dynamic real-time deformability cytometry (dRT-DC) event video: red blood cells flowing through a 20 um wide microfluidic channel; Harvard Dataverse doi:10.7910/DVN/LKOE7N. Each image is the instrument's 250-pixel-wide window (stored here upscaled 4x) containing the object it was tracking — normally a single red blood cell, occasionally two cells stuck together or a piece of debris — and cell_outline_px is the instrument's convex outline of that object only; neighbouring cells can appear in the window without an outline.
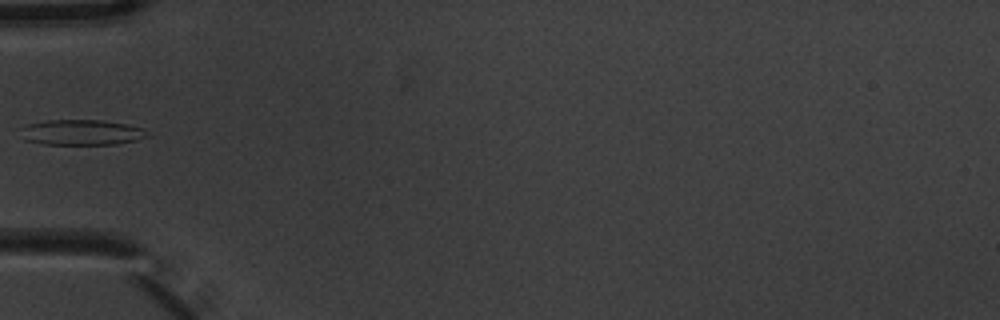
{"species": "common noctule bat (a hibernating species)", "species_latin": "Nyctalus noctula", "temperature_condition": "warm", "stored_images_in_passage": 2, "camera_frame_rate_fps": 3000, "um_per_image_px": 0.085, "animal": {"sex": "male", "body_mass_g": 20.1, "forearm_length_mm": 53.5}, "frame": {"image": 1, "passage_image": 2, "time_ms": 0.333, "image_size_px": [1000, 320], "cell_outline_px": [[152, 136], [136, 140], [116, 144], [44, 144], [24, 140], [20, 128], [28, 124], [48, 120], [104, 120], [144, 128]], "centroid_in_image_um": [6.96, 11.25], "position_along_channel_um": 78.0, "area_um2": 18.84}}